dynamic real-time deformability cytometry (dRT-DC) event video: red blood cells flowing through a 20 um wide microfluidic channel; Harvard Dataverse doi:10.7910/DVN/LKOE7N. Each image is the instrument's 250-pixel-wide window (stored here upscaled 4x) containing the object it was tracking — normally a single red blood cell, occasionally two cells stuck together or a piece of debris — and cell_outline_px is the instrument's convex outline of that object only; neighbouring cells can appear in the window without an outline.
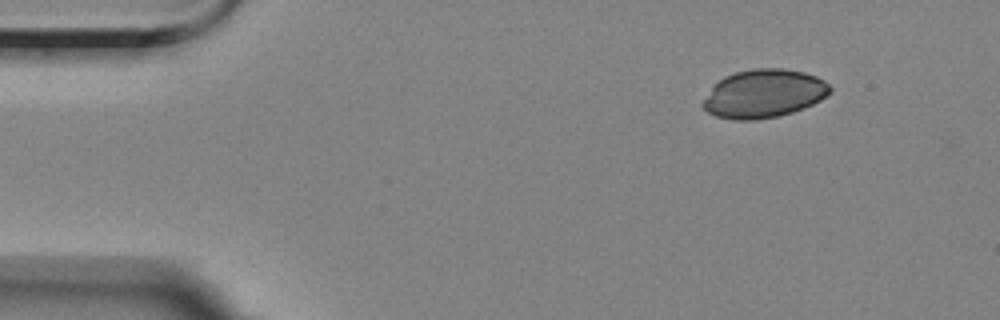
{"species": "Egyptian fruit bat (a non-hibernating species)", "species_latin": "Rousettus aegyptiacus", "temperature_condition": "room temperature", "stored_images_in_passage": 3, "camera_frame_rate_fps": 3000, "um_per_image_px": 0.085, "animal": {"sex": "female"}, "frame": {"image": 1, "passage_image": 3, "time_ms": 2.333, "image_size_px": [1000, 320], "cell_outline_px": [[832, 92], [828, 96], [804, 108], [792, 112], [776, 116], [756, 120], [732, 120], [716, 116], [708, 112], [700, 104], [712, 88], [724, 76], [736, 72], [752, 68], [784, 68], [804, 72], [816, 76], [824, 80], [832, 88]], "centroid_in_image_um": [64.95, 7.96], "position_along_channel_um": 20.1, "area_um2": 35.89}}